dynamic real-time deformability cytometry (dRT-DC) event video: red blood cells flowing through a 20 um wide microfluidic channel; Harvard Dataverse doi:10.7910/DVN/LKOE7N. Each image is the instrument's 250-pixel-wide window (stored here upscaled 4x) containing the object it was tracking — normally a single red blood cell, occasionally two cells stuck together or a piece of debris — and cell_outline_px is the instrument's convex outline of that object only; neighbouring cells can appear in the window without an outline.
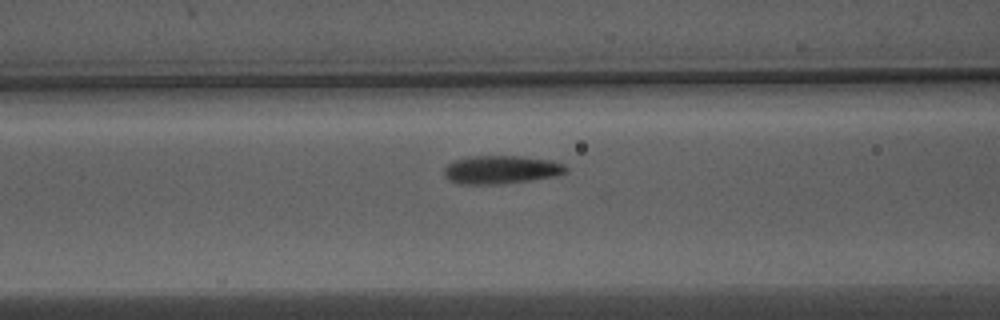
{"species": "Egyptian fruit bat (a non-hibernating species)", "species_latin": "Rousettus aegyptiacus", "temperature_condition": "warm", "stored_images_in_passage": 19, "camera_frame_rate_fps": 3000, "um_per_image_px": 0.085, "animal": {"sex": "male"}, "frame": {"image": 1, "passage_image": 14, "time_ms": 4.333, "image_size_px": [1000, 320], "cell_outline_px": [[568, 172], [556, 176], [504, 184], [460, 184], [448, 180], [444, 176], [444, 168], [448, 164], [456, 160], [468, 156], [524, 156], [548, 160], [564, 164], [568, 168]], "centroid_in_image_um": [42.6, 14.43], "position_along_channel_um": 124.0, "area_um2": 20.23}}